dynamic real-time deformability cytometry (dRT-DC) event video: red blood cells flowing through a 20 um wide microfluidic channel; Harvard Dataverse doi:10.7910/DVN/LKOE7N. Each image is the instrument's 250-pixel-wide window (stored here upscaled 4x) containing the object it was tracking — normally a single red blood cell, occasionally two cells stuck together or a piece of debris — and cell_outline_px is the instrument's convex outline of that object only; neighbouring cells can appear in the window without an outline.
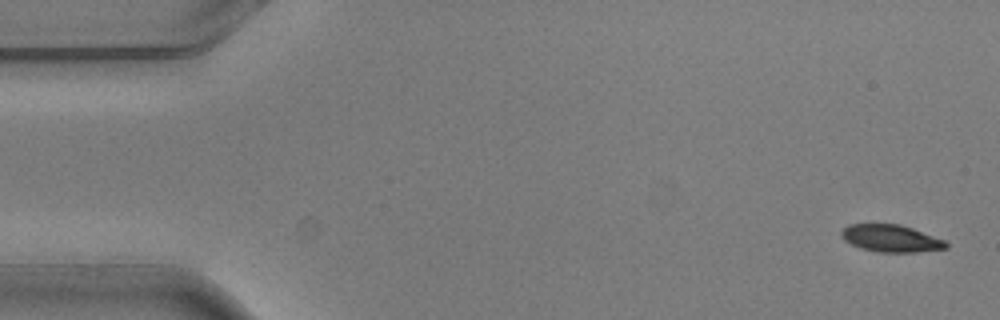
{"species": "common noctule bat (a hibernating species)", "species_latin": "Nyctalus noctula", "temperature_condition": "warm", "stored_images_in_passage": 7, "camera_frame_rate_fps": 3000, "um_per_image_px": 0.085, "animal": {"sex": "male", "body_mass_g": 20.5, "forearm_length_mm": 52.5}, "frame": {"image": 1, "passage_image": 1, "time_ms": 0.0, "image_size_px": [1000, 320], "cell_outline_px": [[948, 248], [916, 252], [880, 252], [860, 248], [844, 240], [840, 236], [840, 232], [848, 224], [900, 224], [912, 228], [944, 240], [948, 244]], "centroid_in_image_um": [75.71, 20.26], "position_along_channel_um": 9.3, "area_um2": 16.53}}
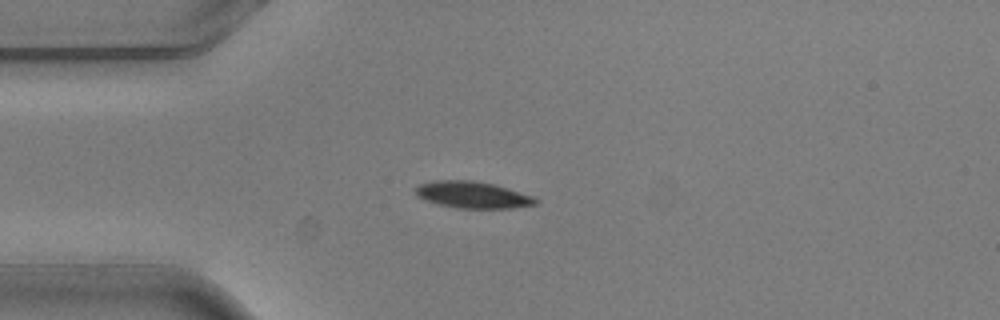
{"frame": {"image": 2, "passage_image": 4, "time_ms": 1.0, "image_size_px": [1000, 320], "cell_outline_px": [[540, 200], [536, 204], [512, 208], [456, 208], [436, 204], [416, 196], [412, 188], [420, 184], [432, 180], [472, 180], [492, 184], [532, 196]], "centroid_in_image_um": [40.09, 16.56], "position_along_channel_um": 44.9, "area_um2": 18.73}}
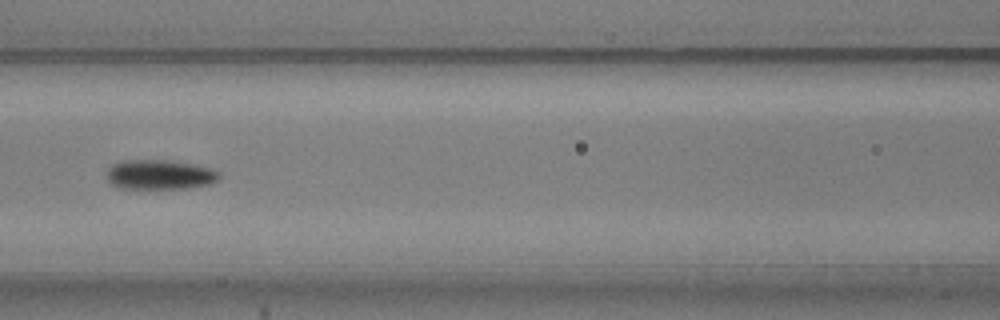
{"frame": {"image": 3, "passage_image": 7, "time_ms": 2.0, "image_size_px": [1000, 320], "cell_outline_px": [[220, 176], [212, 184], [188, 188], [120, 188], [112, 184], [108, 180], [108, 168], [112, 164], [124, 160], [168, 160], [212, 168], [220, 172]], "centroid_in_image_um": [13.6, 14.84], "position_along_channel_um": 153.0, "area_um2": 19.36}}